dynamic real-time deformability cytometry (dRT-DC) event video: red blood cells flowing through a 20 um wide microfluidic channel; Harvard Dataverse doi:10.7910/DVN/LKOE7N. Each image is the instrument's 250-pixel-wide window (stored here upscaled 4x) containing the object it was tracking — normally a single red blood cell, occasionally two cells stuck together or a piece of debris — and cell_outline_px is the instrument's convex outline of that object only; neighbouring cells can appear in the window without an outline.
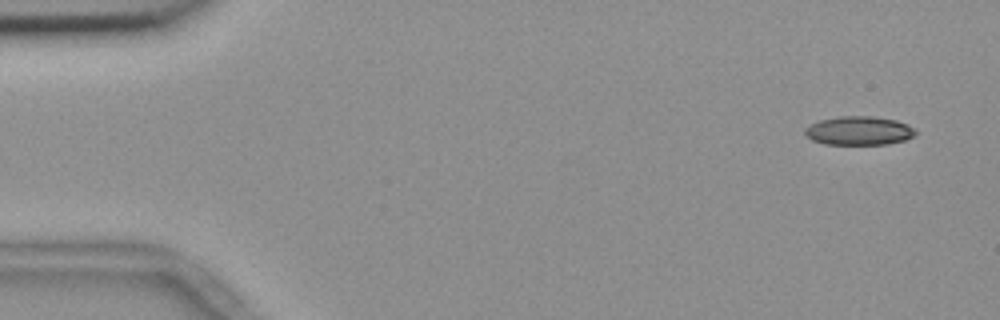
{"species": "common noctule bat (a hibernating species)", "species_latin": "Nyctalus noctula", "temperature_condition": "room temperature", "stored_images_in_passage": 8, "camera_frame_rate_fps": 3000, "um_per_image_px": 0.085, "animal": {"sex": "female", "body_mass_g": 18.4}, "frame": {"image": 1, "passage_image": 1, "time_ms": 0.0, "image_size_px": [1000, 320], "cell_outline_px": [[916, 132], [912, 136], [904, 140], [888, 144], [824, 144], [812, 140], [804, 132], [804, 128], [820, 120], [840, 116], [872, 116], [896, 120], [908, 124]], "centroid_in_image_um": [73.0, 11.11], "position_along_channel_um": 12.0, "area_um2": 18.38}}
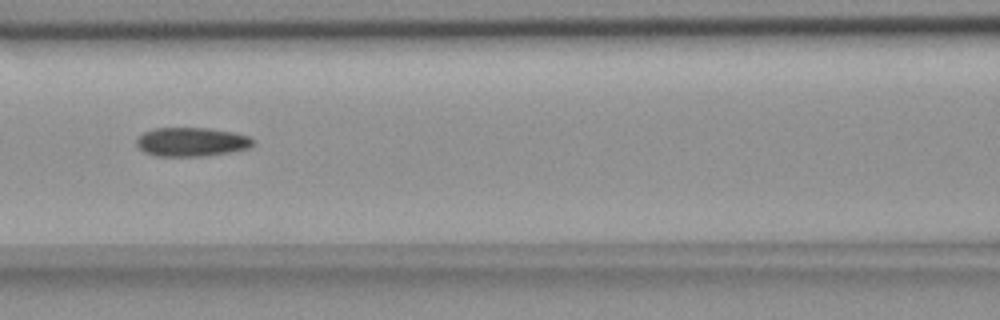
{"frame": {"image": 2, "passage_image": 7, "time_ms": 2.0, "image_size_px": [1000, 320], "cell_outline_px": [[252, 144], [248, 148], [208, 156], [156, 156], [144, 152], [136, 144], [136, 140], [144, 132], [156, 128], [208, 128], [232, 132], [248, 136], [252, 140]], "centroid_in_image_um": [16.25, 12.06], "position_along_channel_um": 150.4, "area_um2": 19.42}}
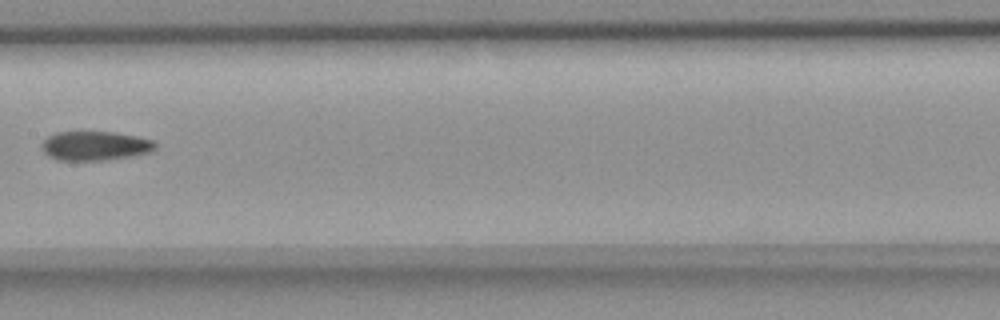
{"frame": {"image": 3, "passage_image": 8, "time_ms": 2.333, "image_size_px": [1000, 320], "cell_outline_px": [[156, 148], [152, 152], [108, 160], [56, 160], [48, 156], [40, 148], [40, 144], [48, 136], [56, 132], [116, 132], [136, 136], [152, 140], [156, 144]], "centroid_in_image_um": [8.06, 12.4], "position_along_channel_um": 199.3, "area_um2": 19.48}}